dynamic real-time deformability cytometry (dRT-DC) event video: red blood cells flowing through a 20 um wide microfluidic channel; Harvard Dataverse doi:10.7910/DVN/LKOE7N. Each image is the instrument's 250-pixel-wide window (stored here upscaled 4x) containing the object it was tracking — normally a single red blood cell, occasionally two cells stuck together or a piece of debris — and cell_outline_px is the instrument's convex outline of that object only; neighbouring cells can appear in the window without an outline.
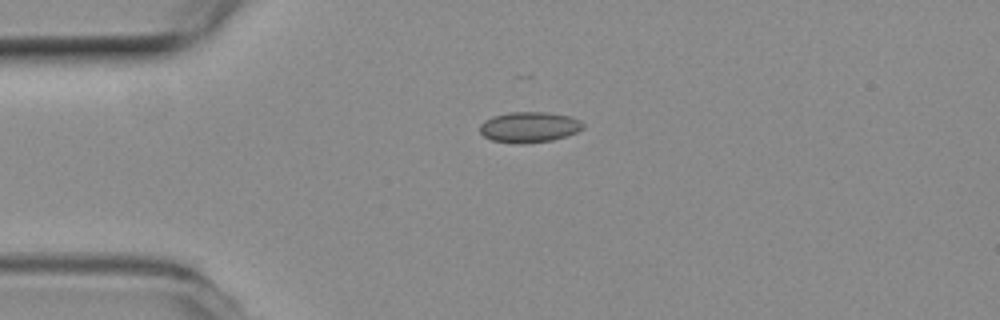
{"species": "common noctule bat (a hibernating species)", "species_latin": "Nyctalus noctula", "temperature_condition": "room temperature", "stored_images_in_passage": 42, "camera_frame_rate_fps": 3000, "um_per_image_px": 0.085, "animal": {"sex": "female", "body_mass_g": 19.3, "forearm_length_mm": 54.1}, "frame": {"image": 1, "passage_image": 1, "time_ms": 0.0, "image_size_px": [1000, 320], "cell_outline_px": [[584, 128], [568, 136], [552, 140], [524, 144], [516, 144], [492, 140], [484, 136], [480, 132], [480, 124], [484, 120], [492, 116], [508, 112], [548, 112], [572, 116], [580, 120], [584, 124]], "centroid_in_image_um": [45.0, 10.8], "position_along_channel_um": 40.0, "area_um2": 18.73}}
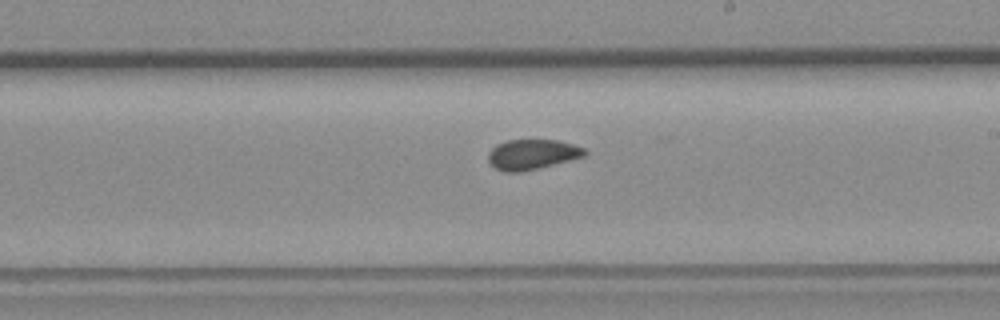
{"frame": {"image": 2, "passage_image": 19, "time_ms": 6.0, "image_size_px": [1000, 320], "cell_outline_px": [[588, 152], [584, 156], [520, 172], [504, 172], [496, 168], [488, 160], [488, 152], [496, 144], [504, 140], [556, 140], [572, 144], [584, 148]], "centroid_in_image_um": [45.19, 13.11], "position_along_channel_um": 243.8, "area_um2": 16.7}}
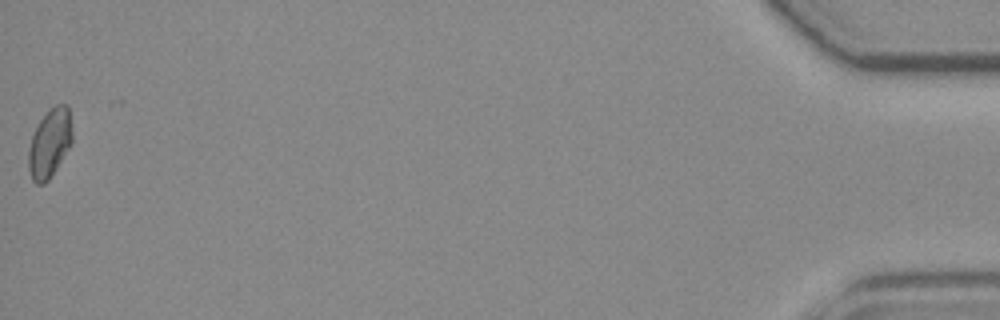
{"frame": {"image": 3, "passage_image": 42, "time_ms": 13.667, "image_size_px": [1000, 320], "cell_outline_px": [[72, 140], [68, 148], [56, 168], [48, 180], [44, 184], [36, 184], [32, 180], [28, 168], [28, 148], [32, 136], [40, 120], [48, 108], [56, 104], [68, 104], [72, 132]], "centroid_in_image_um": [4.21, 12.15], "position_along_channel_um": 431.0, "area_um2": 17.46}}